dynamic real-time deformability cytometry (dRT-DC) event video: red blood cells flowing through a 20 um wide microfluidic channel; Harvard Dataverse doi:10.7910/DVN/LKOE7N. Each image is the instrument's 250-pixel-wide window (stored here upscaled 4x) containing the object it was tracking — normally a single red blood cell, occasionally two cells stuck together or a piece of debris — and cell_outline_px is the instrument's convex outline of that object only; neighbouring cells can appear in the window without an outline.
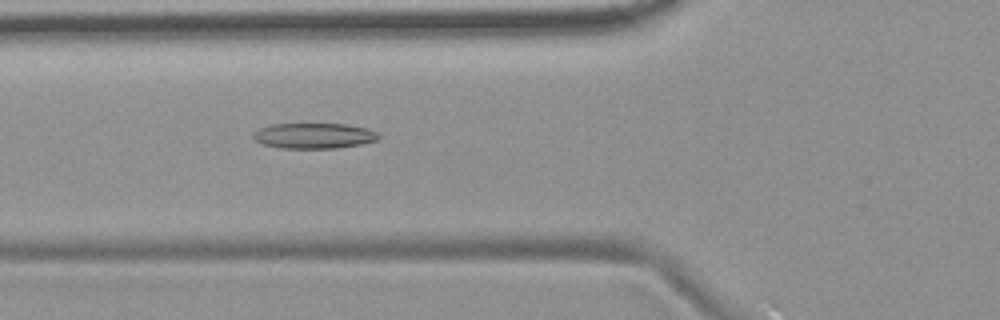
{"species": "common noctule bat (a hibernating species)", "species_latin": "Nyctalus noctula", "temperature_condition": "room temperature", "stored_images_in_passage": 7, "camera_frame_rate_fps": 3000, "um_per_image_px": 0.085, "animal": {"sex": "female", "body_mass_g": 19.9}, "frame": {"image": 1, "passage_image": 6, "time_ms": 6.667, "image_size_px": [1000, 320], "cell_outline_px": [[380, 140], [360, 144], [336, 148], [284, 148], [260, 144], [252, 140], [252, 136], [260, 128], [272, 124], [344, 124], [368, 128], [376, 132], [380, 136]], "centroid_in_image_um": [26.69, 11.54], "position_along_channel_um": 99.1, "area_um2": 18.67}}